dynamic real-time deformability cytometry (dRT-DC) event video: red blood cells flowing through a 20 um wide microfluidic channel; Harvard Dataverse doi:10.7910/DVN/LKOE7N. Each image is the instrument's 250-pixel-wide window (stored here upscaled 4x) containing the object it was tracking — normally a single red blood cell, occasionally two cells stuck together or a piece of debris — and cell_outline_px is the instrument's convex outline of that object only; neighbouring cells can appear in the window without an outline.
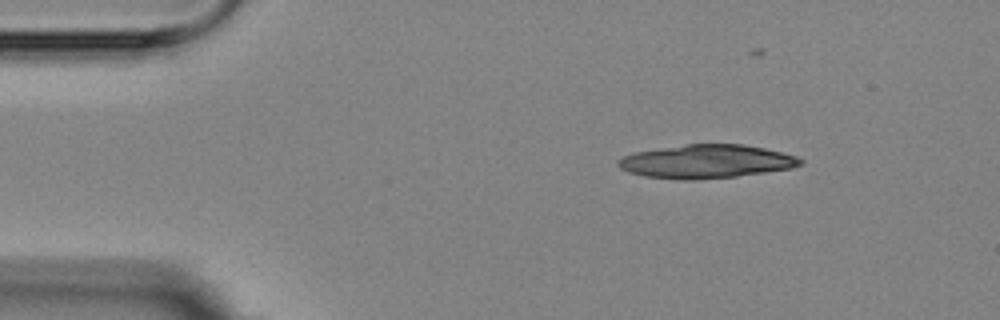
{"species": "Egyptian fruit bat (a non-hibernating species)", "species_latin": "Rousettus aegyptiacus", "temperature_condition": "room temperature", "stored_images_in_passage": 4, "camera_frame_rate_fps": 3000, "um_per_image_px": 0.085, "animal": {"sex": "female"}, "frame": {"image": 1, "passage_image": 1, "time_ms": 0.0, "image_size_px": [1000, 320], "cell_outline_px": [[804, 164], [792, 168], [736, 176], [696, 180], [680, 180], [644, 176], [628, 172], [620, 168], [616, 164], [616, 160], [624, 156], [636, 152], [688, 144], [744, 144], [764, 148], [796, 156], [804, 160]], "centroid_in_image_um": [60.04, 13.73], "position_along_channel_um": 25.0, "area_um2": 35.55}}